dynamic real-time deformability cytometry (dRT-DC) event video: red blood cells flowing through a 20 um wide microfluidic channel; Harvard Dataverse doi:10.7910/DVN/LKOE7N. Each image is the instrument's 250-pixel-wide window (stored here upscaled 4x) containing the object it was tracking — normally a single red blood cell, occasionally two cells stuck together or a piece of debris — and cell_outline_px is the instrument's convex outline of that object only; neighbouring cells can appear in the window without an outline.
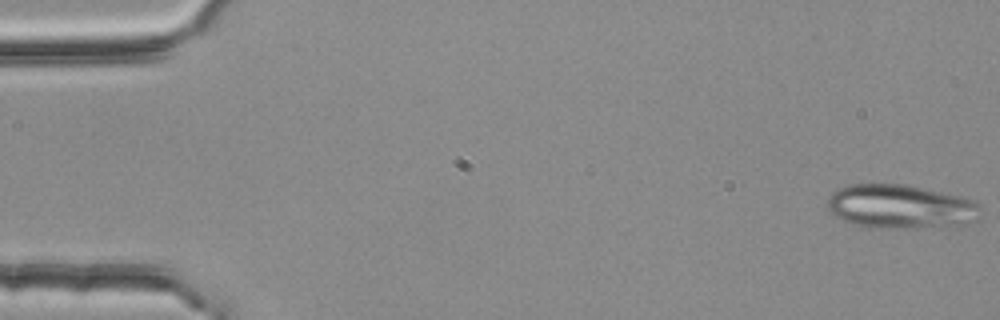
{"species": "common noctule bat (a hibernating species)", "species_latin": "Nyctalus noctula", "temperature_condition": "room temperature", "stored_images_in_passage": 4, "camera_frame_rate_fps": 3000, "um_per_image_px": 0.085, "animal": {"sex": "female", "body_mass_g": 25.1}, "frame": {"image": 1, "passage_image": 1, "time_ms": 0.0, "image_size_px": [1000, 320], "cell_outline_px": [[980, 220], [964, 224], [916, 228], [868, 228], [852, 224], [836, 216], [828, 208], [828, 196], [832, 192], [848, 184], [904, 184], [960, 196], [972, 200], [980, 204]], "centroid_in_image_um": [76.55, 17.57], "position_along_channel_um": 8.4, "area_um2": 39.42}}